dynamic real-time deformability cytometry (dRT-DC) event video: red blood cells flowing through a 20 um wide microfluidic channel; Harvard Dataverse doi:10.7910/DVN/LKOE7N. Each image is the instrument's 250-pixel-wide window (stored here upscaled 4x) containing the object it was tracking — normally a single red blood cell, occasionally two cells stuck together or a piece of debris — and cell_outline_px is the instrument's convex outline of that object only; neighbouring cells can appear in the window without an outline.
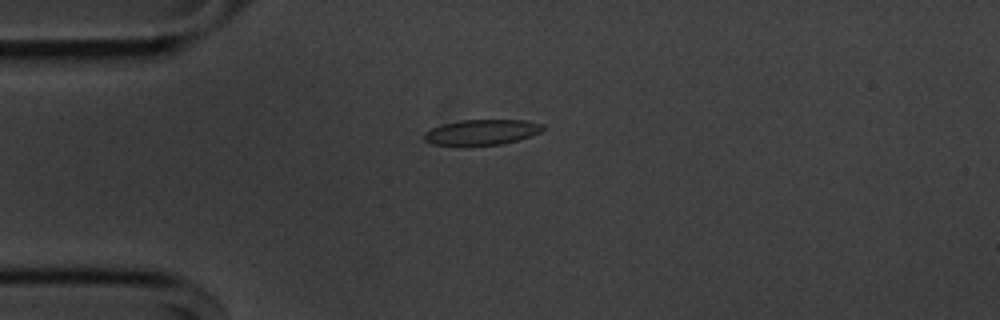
{"species": "common noctule bat (a hibernating species)", "species_latin": "Nyctalus noctula", "temperature_condition": "cold", "stored_images_in_passage": 55, "camera_frame_rate_fps": 3000, "um_per_image_px": 0.085, "animal": {"sex": "male", "body_mass_g": 20.1, "forearm_length_mm": 53.5}, "frame": {"image": 1, "passage_image": 14, "time_ms": 4.333, "image_size_px": [1000, 320], "cell_outline_px": [[544, 128], [540, 132], [532, 136], [500, 144], [464, 148], [460, 148], [432, 144], [424, 140], [424, 132], [432, 128], [444, 124], [460, 120], [524, 120], [544, 124]], "centroid_in_image_um": [40.9, 11.28], "position_along_channel_um": 44.1, "area_um2": 18.21}}
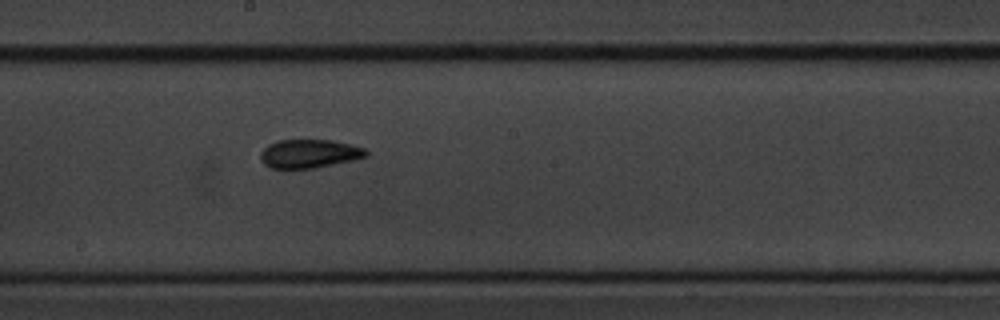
{"frame": {"image": 2, "passage_image": 30, "time_ms": 9.667, "image_size_px": [1000, 320], "cell_outline_px": [[368, 156], [352, 160], [316, 168], [272, 168], [264, 164], [260, 160], [260, 152], [268, 144], [276, 140], [332, 140], [364, 148], [368, 152]], "centroid_in_image_um": [26.26, 13.06], "position_along_channel_um": 221.9, "area_um2": 17.57}}
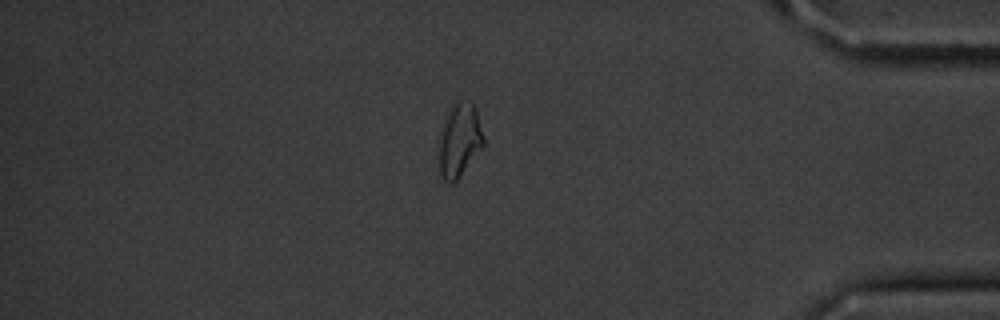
{"frame": {"image": 3, "passage_image": 47, "time_ms": 15.333, "image_size_px": [1000, 320], "cell_outline_px": [[484, 144], [460, 176], [452, 184], [448, 184], [444, 180], [440, 172], [440, 140], [448, 116], [452, 108], [460, 100], [472, 100], [476, 108], [484, 136]], "centroid_in_image_um": [39.11, 11.93], "position_along_channel_um": 396.1, "area_um2": 18.44}, "authors_computed_cell_mechanics": {"area_um2": 17.3978, "velocity_mm_per_s": 3.6474, "shape_relaxation_time_tau1_ms": null, "shape_relaxation_time_tau2_ms": 2.9544, "deformation_change_tau1": null, "deformation_change_tau2": 0.0811}}